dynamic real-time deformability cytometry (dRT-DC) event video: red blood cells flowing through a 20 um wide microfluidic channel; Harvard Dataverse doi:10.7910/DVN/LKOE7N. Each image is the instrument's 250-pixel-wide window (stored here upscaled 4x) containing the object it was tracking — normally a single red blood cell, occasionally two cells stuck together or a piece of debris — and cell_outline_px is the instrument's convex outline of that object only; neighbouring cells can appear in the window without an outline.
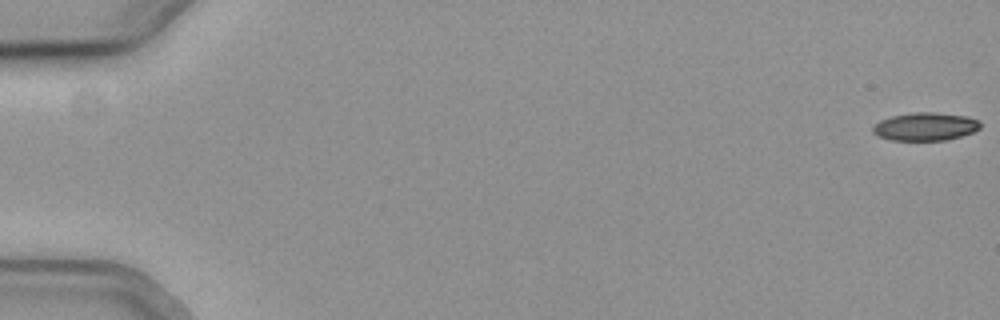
{"species": "common noctule bat (a hibernating species)", "species_latin": "Nyctalus noctula", "temperature_condition": "cold", "stored_images_in_passage": 56, "camera_frame_rate_fps": 3000, "um_per_image_px": 0.085, "animal": {"sex": "female", "body_mass_g": 19.3, "forearm_length_mm": 54.1}, "frame": {"image": 1, "passage_image": 1, "time_ms": 0.0, "image_size_px": [1000, 320], "cell_outline_px": [[980, 128], [972, 132], [960, 136], [944, 140], [892, 140], [880, 136], [872, 132], [872, 128], [880, 120], [892, 116], [916, 112], [932, 112], [968, 116], [980, 120]], "centroid_in_image_um": [78.67, 10.75], "position_along_channel_um": 6.3, "area_um2": 17.4}}
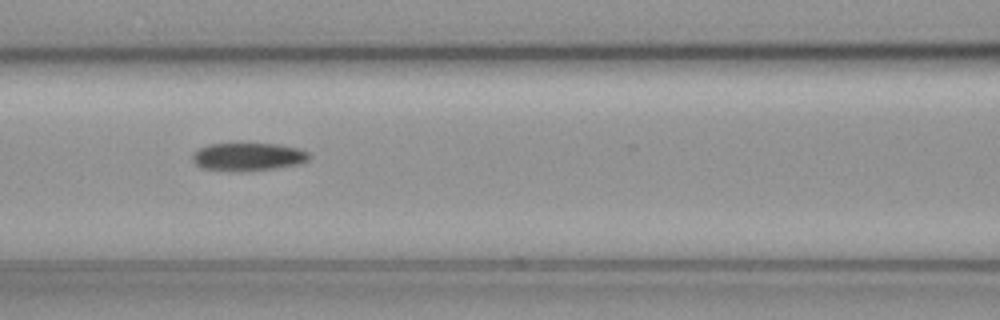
{"frame": {"image": 2, "passage_image": 26, "time_ms": 8.333, "image_size_px": [1000, 320], "cell_outline_px": [[312, 156], [308, 160], [300, 164], [272, 168], [204, 168], [196, 164], [192, 160], [192, 152], [208, 144], [244, 140], [276, 144], [296, 148], [308, 152]], "centroid_in_image_um": [21.1, 13.21], "position_along_channel_um": 145.5, "area_um2": 18.9}}
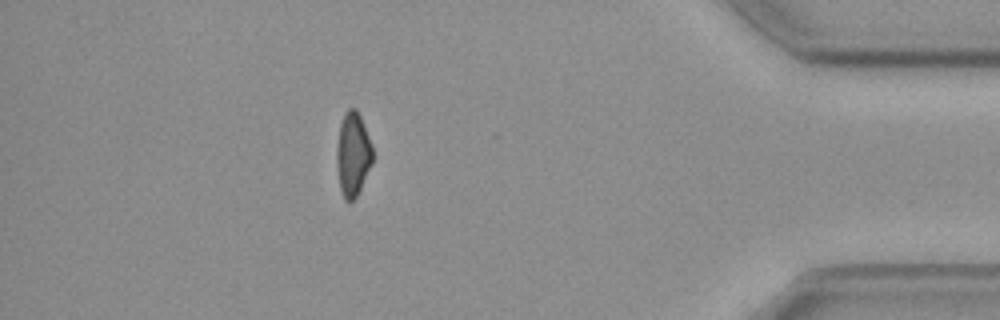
{"frame": {"image": 3, "passage_image": 50, "time_ms": 16.333, "image_size_px": [1000, 320], "cell_outline_px": [[372, 164], [356, 196], [352, 200], [344, 200], [340, 192], [336, 168], [336, 152], [340, 124], [344, 112], [348, 108], [356, 108], [360, 116], [372, 144]], "centroid_in_image_um": [29.97, 13.11], "position_along_channel_um": 405.2, "area_um2": 17.63}}